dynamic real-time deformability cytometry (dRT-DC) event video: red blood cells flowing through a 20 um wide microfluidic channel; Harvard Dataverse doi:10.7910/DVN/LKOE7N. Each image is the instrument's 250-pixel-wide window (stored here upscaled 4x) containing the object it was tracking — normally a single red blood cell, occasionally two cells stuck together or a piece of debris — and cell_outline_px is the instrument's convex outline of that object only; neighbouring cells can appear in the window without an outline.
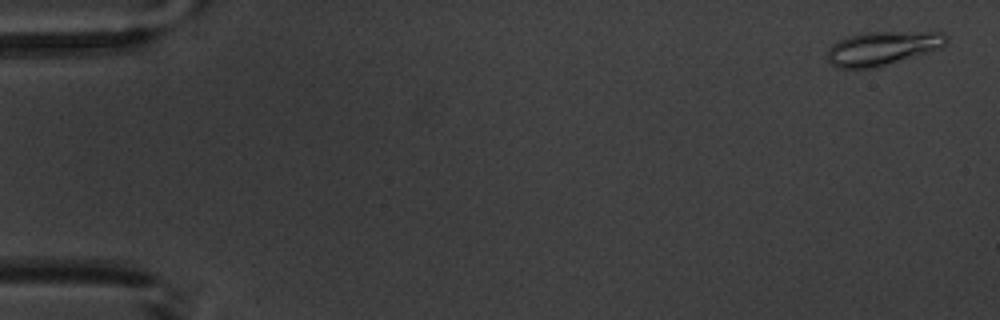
{"species": "common noctule bat (a hibernating species)", "species_latin": "Nyctalus noctula", "temperature_condition": "warm", "stored_images_in_passage": 4, "camera_frame_rate_fps": 3000, "um_per_image_px": 0.085, "animal": {"sex": "male", "body_mass_g": 20.1, "forearm_length_mm": 53.5}, "frame": {"image": 1, "passage_image": 1, "time_ms": 0.0, "image_size_px": [1000, 320], "cell_outline_px": [[948, 40], [940, 48], [928, 52], [876, 68], [840, 68], [832, 64], [828, 60], [828, 48], [832, 44], [848, 36], [860, 32], [944, 32], [948, 36]], "centroid_in_image_um": [75.01, 4.09], "position_along_channel_um": 10.0, "area_um2": 23.41}}